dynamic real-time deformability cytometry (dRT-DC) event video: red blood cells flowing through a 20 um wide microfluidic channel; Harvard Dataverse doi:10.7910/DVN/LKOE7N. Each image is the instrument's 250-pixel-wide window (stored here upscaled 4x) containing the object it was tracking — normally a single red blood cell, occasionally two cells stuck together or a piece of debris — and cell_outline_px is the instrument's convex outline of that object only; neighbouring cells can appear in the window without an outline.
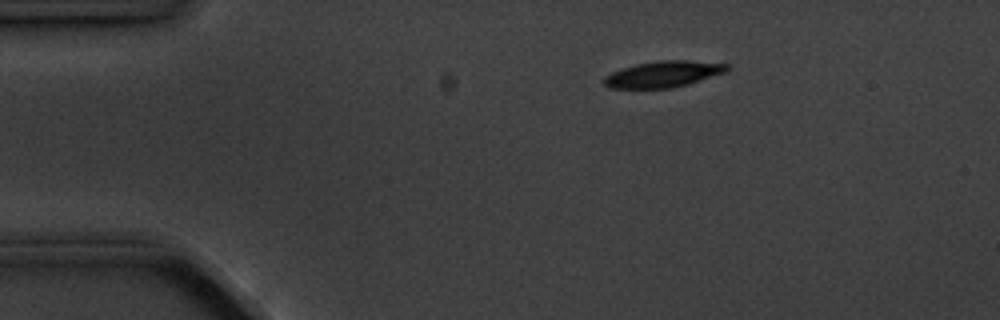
{"species": "common noctule bat (a hibernating species)", "species_latin": "Nyctalus noctula", "temperature_condition": "cold", "stored_images_in_passage": 3, "camera_frame_rate_fps": 3000, "um_per_image_px": 0.085, "animal": {"sex": "male", "body_mass_g": 20.1, "forearm_length_mm": 53.5}, "frame": {"image": 1, "passage_image": 1, "time_ms": 0.0, "image_size_px": [1000, 320], "cell_outline_px": [[732, 68], [728, 72], [688, 84], [672, 88], [608, 88], [604, 84], [604, 76], [612, 72], [636, 64], [660, 60], [688, 60], [732, 64]], "centroid_in_image_um": [56.47, 6.29], "position_along_channel_um": 28.5, "area_um2": 19.02}}
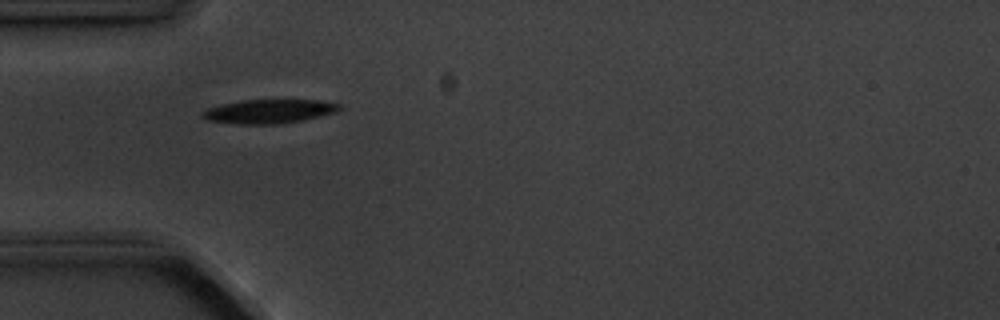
{"frame": {"image": 2, "passage_image": 3, "time_ms": 2.333, "image_size_px": [1000, 320], "cell_outline_px": [[340, 108], [336, 112], [300, 120], [276, 124], [240, 124], [208, 120], [200, 116], [200, 112], [208, 108], [220, 104], [240, 100], [316, 100], [340, 104]], "centroid_in_image_um": [22.79, 9.46], "position_along_channel_um": 62.2, "area_um2": 18.9}}